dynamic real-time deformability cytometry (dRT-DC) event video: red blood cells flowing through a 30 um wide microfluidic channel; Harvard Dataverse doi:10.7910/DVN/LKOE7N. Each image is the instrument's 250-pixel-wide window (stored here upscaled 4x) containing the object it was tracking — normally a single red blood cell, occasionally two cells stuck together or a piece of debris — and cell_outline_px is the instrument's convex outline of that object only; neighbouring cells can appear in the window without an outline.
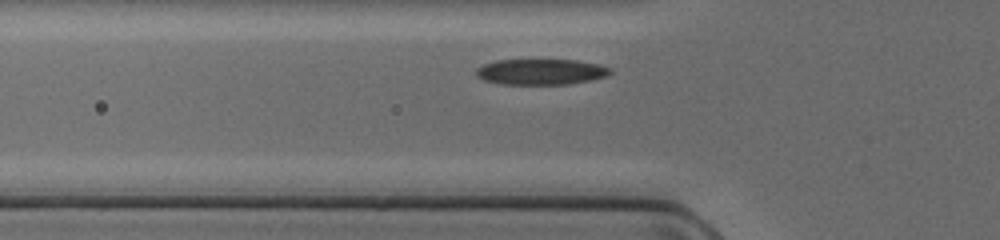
{"species": "common noctule bat (a hibernating species)", "species_latin": "Nyctalus noctula", "temperature_condition": "cold", "stored_images_in_passage": 28, "camera_frame_rate_fps": 3000, "um_per_image_px": 0.085, "animal": {"sex": "female", "body_mass_g": 17.0, "forearm_length_mm": 48.0}, "frame": {"image": 1, "passage_image": 5, "time_ms": 1.333, "image_size_px": [1000, 240], "cell_outline_px": [[612, 72], [604, 76], [592, 80], [568, 84], [500, 84], [484, 80], [476, 76], [476, 68], [484, 64], [496, 60], [576, 60], [596, 64], [612, 68]], "centroid_in_image_um": [45.95, 6.1], "position_along_channel_um": 79.8, "area_um2": 20.06}}
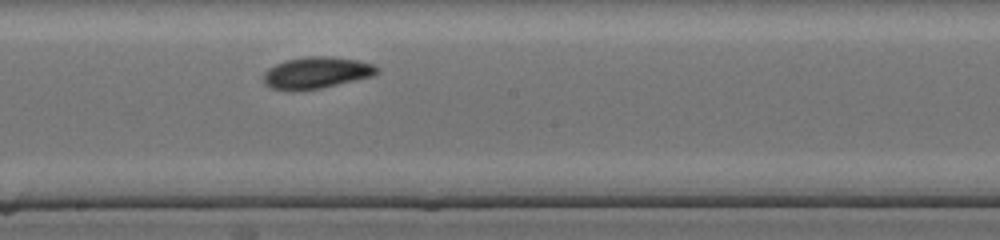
{"frame": {"image": 2, "passage_image": 15, "time_ms": 4.667, "image_size_px": [1000, 240], "cell_outline_px": [[380, 72], [372, 76], [320, 88], [272, 88], [264, 84], [264, 72], [268, 68], [276, 64], [288, 60], [308, 56], [328, 56], [356, 60], [372, 64], [380, 68]], "centroid_in_image_um": [26.94, 6.15], "position_along_channel_um": 221.3, "area_um2": 20.17}}
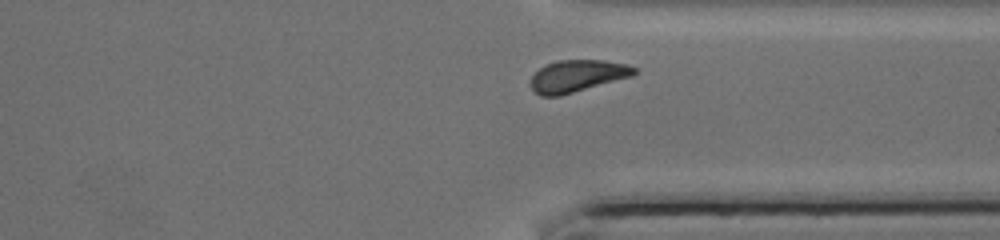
{"frame": {"image": 3, "passage_image": 25, "time_ms": 8.0, "image_size_px": [1000, 240], "cell_outline_px": [[636, 72], [632, 76], [560, 96], [540, 96], [532, 88], [532, 76], [544, 64], [556, 60], [604, 60], [628, 64], [636, 68]], "centroid_in_image_um": [49.08, 6.44], "position_along_channel_um": 362.3, "area_um2": 19.25}}